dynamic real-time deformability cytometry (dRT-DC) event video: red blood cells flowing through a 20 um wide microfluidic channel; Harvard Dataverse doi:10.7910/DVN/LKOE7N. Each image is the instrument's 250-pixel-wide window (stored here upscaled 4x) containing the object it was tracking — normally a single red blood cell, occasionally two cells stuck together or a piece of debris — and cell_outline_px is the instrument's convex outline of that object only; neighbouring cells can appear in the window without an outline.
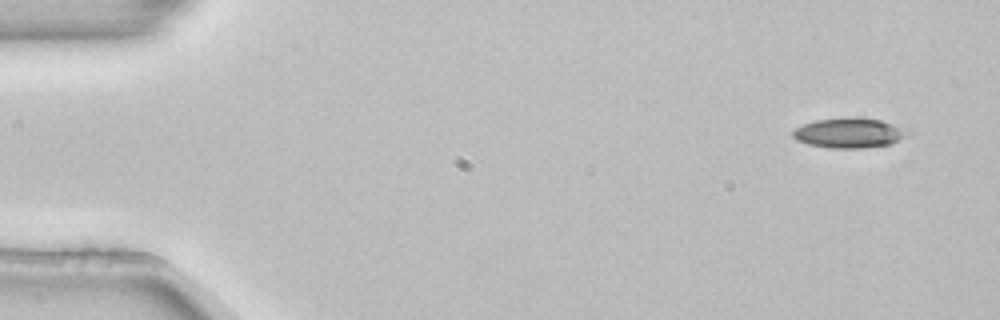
{"species": "common noctule bat (a hibernating species)", "species_latin": "Nyctalus noctula", "temperature_condition": "room temperature", "stored_images_in_passage": 3, "camera_frame_rate_fps": 3000, "um_per_image_px": 0.085, "animal": {"sex": "female", "body_mass_g": 22.7, "forearm_length_mm": 54.2}, "frame": {"image": 1, "passage_image": 1, "time_ms": 0.0, "image_size_px": [1000, 320], "cell_outline_px": [[912, 132], [900, 140], [892, 144], [864, 148], [828, 148], [808, 144], [796, 140], [792, 136], [792, 132], [796, 128], [804, 124], [816, 120], [880, 120], [892, 124]], "centroid_in_image_um": [72.18, 11.36], "position_along_channel_um": 12.8, "area_um2": 19.25}}
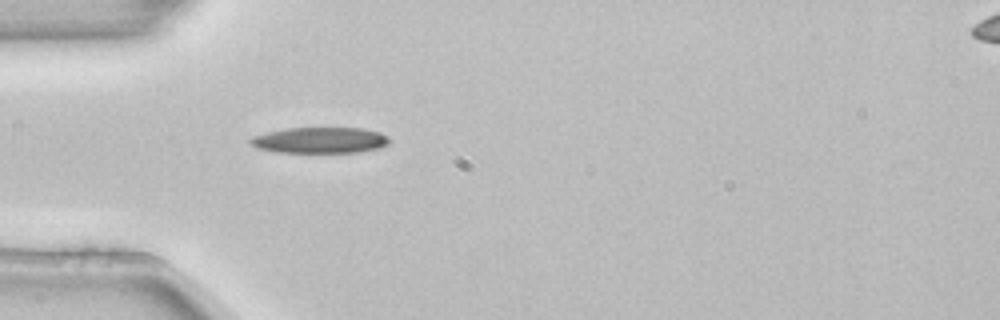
{"frame": {"image": 2, "passage_image": 3, "time_ms": 0.667, "image_size_px": [1000, 320], "cell_outline_px": [[392, 140], [388, 144], [380, 148], [360, 152], [276, 152], [256, 148], [248, 144], [248, 140], [252, 136], [284, 128], [360, 128], [380, 132], [388, 136]], "centroid_in_image_um": [27.19, 11.92], "position_along_channel_um": 57.8, "area_um2": 21.27}}